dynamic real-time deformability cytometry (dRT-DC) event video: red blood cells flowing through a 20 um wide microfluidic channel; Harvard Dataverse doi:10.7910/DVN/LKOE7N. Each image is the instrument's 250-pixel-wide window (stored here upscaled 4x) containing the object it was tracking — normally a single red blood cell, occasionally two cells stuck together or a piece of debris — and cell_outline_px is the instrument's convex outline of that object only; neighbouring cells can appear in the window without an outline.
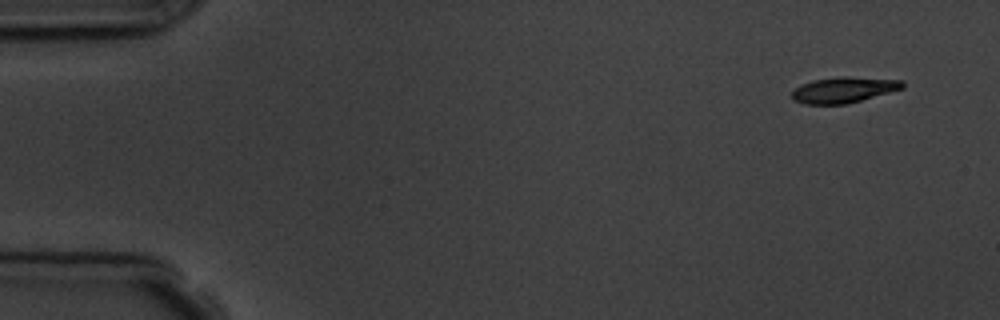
{"species": "common noctule bat (a hibernating species)", "species_latin": "Nyctalus noctula", "temperature_condition": "room temperature", "stored_images_in_passage": 4, "camera_frame_rate_fps": 3000, "um_per_image_px": 0.085, "animal": {"sex": "male", "body_mass_g": 19.5, "forearm_length_mm": 54.6}, "frame": {"image": 1, "passage_image": 1, "time_ms": 0.0, "image_size_px": [1000, 320], "cell_outline_px": [[904, 88], [848, 104], [804, 104], [792, 100], [792, 92], [796, 88], [812, 80], [844, 76], [904, 80]], "centroid_in_image_um": [71.73, 7.64], "position_along_channel_um": 13.3, "area_um2": 16.59}}
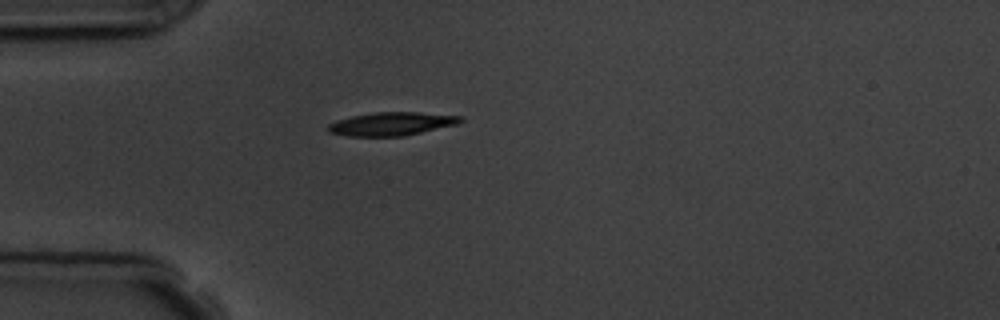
{"frame": {"image": 2, "passage_image": 4, "time_ms": 4.0, "image_size_px": [1000, 320], "cell_outline_px": [[464, 120], [456, 124], [404, 136], [348, 136], [328, 132], [324, 128], [328, 124], [336, 120], [352, 116], [376, 112], [420, 112], [460, 116]], "centroid_in_image_um": [33.22, 10.53], "position_along_channel_um": 51.8, "area_um2": 17.98}}